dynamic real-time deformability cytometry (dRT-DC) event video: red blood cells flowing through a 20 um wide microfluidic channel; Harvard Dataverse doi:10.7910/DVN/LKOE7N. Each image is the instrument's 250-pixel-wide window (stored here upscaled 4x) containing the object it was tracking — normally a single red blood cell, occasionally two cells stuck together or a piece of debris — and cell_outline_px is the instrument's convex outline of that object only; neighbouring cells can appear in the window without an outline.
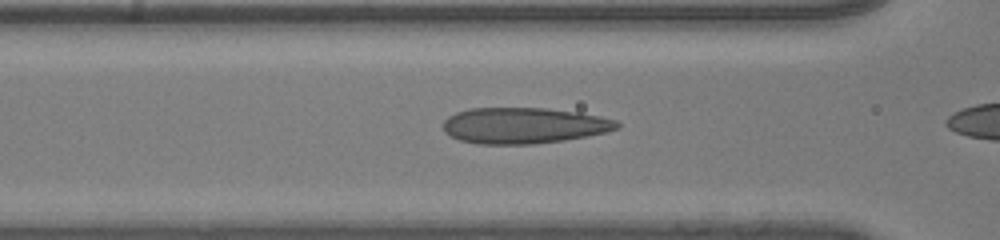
{"species": "human", "species_latin": "Homo sapiens", "temperature_condition": "room temperature", "stored_images_in_passage": 20, "camera_frame_rate_fps": 3000, "um_per_image_px": 0.085, "donor": {"sex": "male"}, "frame": {"image": 1, "passage_image": 9, "time_ms": 2.667, "image_size_px": [1000, 240], "cell_outline_px": [[620, 124], [616, 128], [604, 132], [588, 136], [564, 140], [536, 144], [476, 144], [460, 140], [444, 132], [444, 120], [448, 116], [456, 112], [468, 108], [544, 108], [580, 112], [600, 116], [616, 120]], "centroid_in_image_um": [44.5, 10.67], "position_along_channel_um": 122.1, "area_um2": 36.53}}
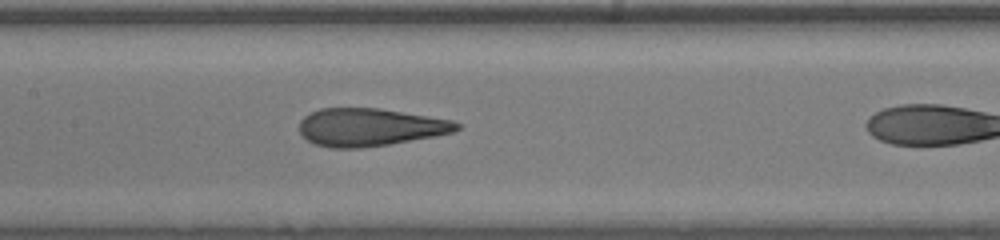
{"frame": {"image": 2, "passage_image": 13, "time_ms": 4.0, "image_size_px": [1000, 240], "cell_outline_px": [[460, 128], [452, 132], [432, 136], [388, 144], [360, 148], [332, 148], [316, 144], [308, 140], [300, 132], [300, 120], [304, 116], [320, 108], [380, 108], [452, 120], [460, 124]], "centroid_in_image_um": [31.42, 10.8], "position_along_channel_um": 176.0, "area_um2": 34.28}}
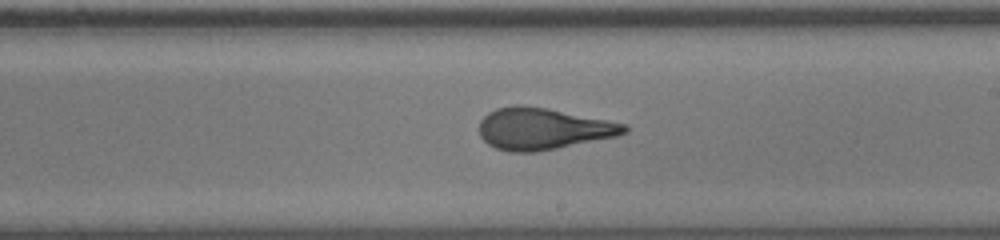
{"frame": {"image": 3, "passage_image": 18, "time_ms": 5.667, "image_size_px": [1000, 240], "cell_outline_px": [[628, 132], [616, 136], [536, 152], [512, 152], [496, 148], [488, 144], [480, 136], [480, 120], [488, 112], [496, 108], [516, 104], [520, 104], [548, 108], [628, 124]], "centroid_in_image_um": [46.14, 10.93], "position_along_channel_um": 242.9, "area_um2": 35.2}}